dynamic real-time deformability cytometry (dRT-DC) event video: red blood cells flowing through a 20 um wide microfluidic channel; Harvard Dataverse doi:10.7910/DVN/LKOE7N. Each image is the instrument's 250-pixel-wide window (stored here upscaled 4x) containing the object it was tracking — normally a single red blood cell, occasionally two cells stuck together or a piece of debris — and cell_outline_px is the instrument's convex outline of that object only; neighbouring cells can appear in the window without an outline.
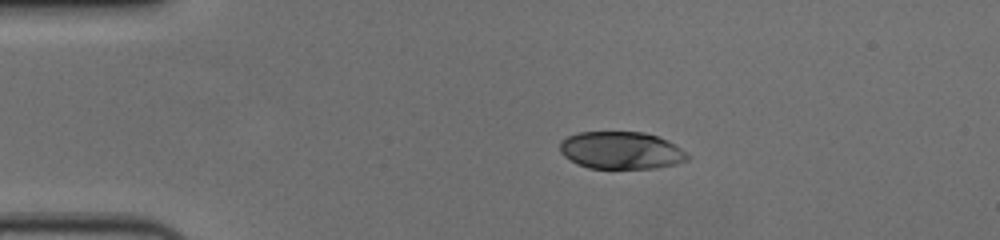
{"species": "human", "species_latin": "Homo sapiens", "temperature_condition": "cold", "stored_images_in_passage": 46, "camera_frame_rate_fps": 3000, "um_per_image_px": 0.085, "donor": {"sex": "female"}, "frame": {"image": 1, "passage_image": 1, "time_ms": 0.0, "image_size_px": [1000, 240], "cell_outline_px": [[688, 160], [676, 164], [656, 168], [588, 168], [576, 164], [564, 156], [560, 152], [560, 140], [576, 132], [644, 132], [668, 140], [680, 148], [688, 156]], "centroid_in_image_um": [52.76, 12.78], "position_along_channel_um": 32.2, "area_um2": 27.86}}
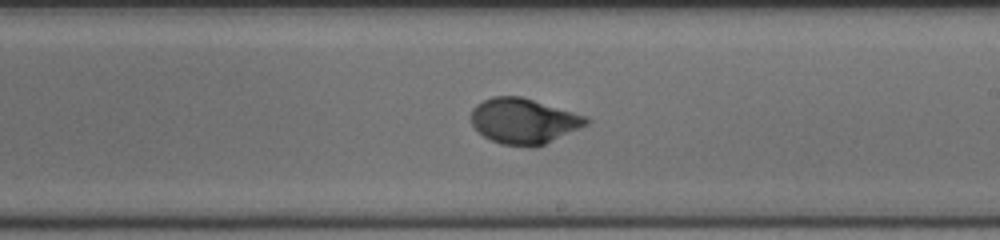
{"frame": {"image": 2, "passage_image": 23, "time_ms": 7.333, "image_size_px": [1000, 240], "cell_outline_px": [[592, 120], [588, 124], [580, 128], [536, 148], [532, 148], [500, 144], [484, 136], [472, 124], [472, 108], [476, 104], [492, 96], [520, 96], [588, 116]], "centroid_in_image_um": [44.55, 10.3], "position_along_channel_um": 244.5, "area_um2": 30.63}}
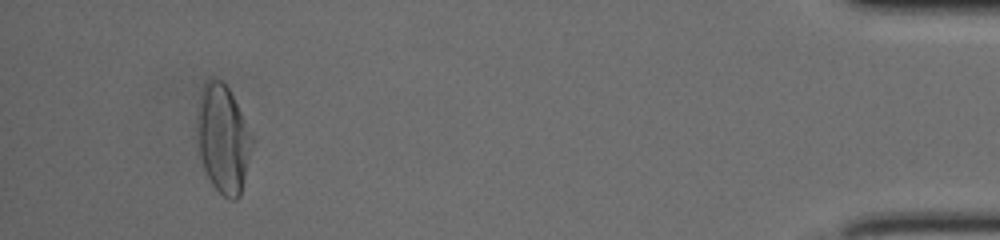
{"frame": {"image": 3, "passage_image": 43, "time_ms": 14.0, "image_size_px": [1000, 240], "cell_outline_px": [[252, 140], [240, 196], [236, 200], [228, 200], [212, 184], [204, 168], [200, 156], [200, 96], [204, 84], [212, 80], [220, 80], [228, 88], [252, 136]], "centroid_in_image_um": [18.99, 11.87], "position_along_channel_um": 416.2, "area_um2": 32.66}, "authors_computed_cell_mechanics": {"area_um2": 30.6051, "velocity_mm_per_s": 3.6203, "shape_relaxation_time_tau1_ms": 4.1736, "shape_relaxation_time_tau2_ms": null, "deformation_change_tau1": 0.1953, "deformation_change_tau2": null}}